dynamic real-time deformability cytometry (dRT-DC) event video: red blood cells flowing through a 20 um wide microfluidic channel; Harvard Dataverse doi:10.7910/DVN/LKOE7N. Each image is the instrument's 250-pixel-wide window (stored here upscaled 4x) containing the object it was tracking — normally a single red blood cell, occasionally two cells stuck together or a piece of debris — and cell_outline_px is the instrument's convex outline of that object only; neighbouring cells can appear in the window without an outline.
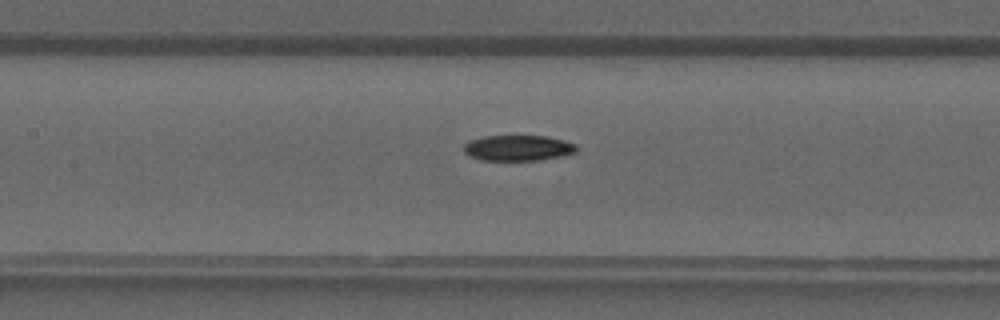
{"species": "common noctule bat (a hibernating species)", "species_latin": "Nyctalus noctula", "temperature_condition": "warm", "stored_images_in_passage": 30, "camera_frame_rate_fps": 3000, "um_per_image_px": 0.085, "animal": {"sex": "male", "forearm_length_mm": 52.5}, "frame": {"image": 1, "passage_image": 9, "time_ms": 2.667, "image_size_px": [1000, 320], "cell_outline_px": [[580, 148], [576, 152], [564, 156], [540, 160], [480, 160], [468, 156], [464, 152], [464, 144], [472, 140], [484, 136], [544, 136], [564, 140], [576, 144]], "centroid_in_image_um": [44.07, 12.58], "position_along_channel_um": 163.3, "area_um2": 16.99}}
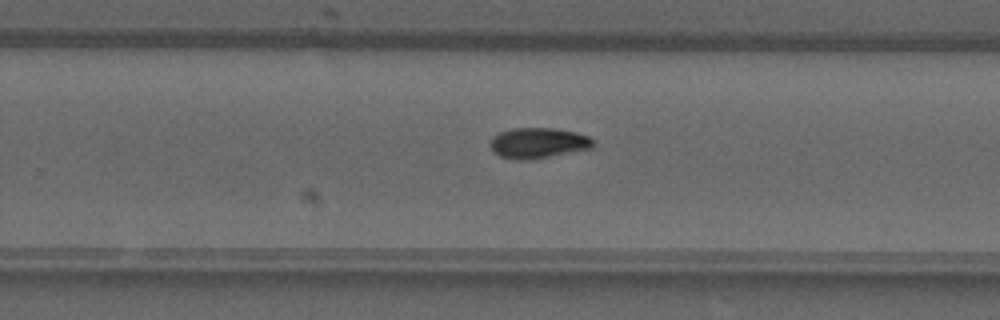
{"frame": {"image": 2, "passage_image": 16, "time_ms": 5.0, "image_size_px": [1000, 320], "cell_outline_px": [[596, 144], [592, 148], [528, 160], [516, 160], [500, 156], [492, 152], [492, 136], [500, 132], [512, 128], [552, 128], [576, 132], [588, 136]], "centroid_in_image_um": [45.74, 12.15], "position_along_channel_um": 284.1, "area_um2": 18.21}}
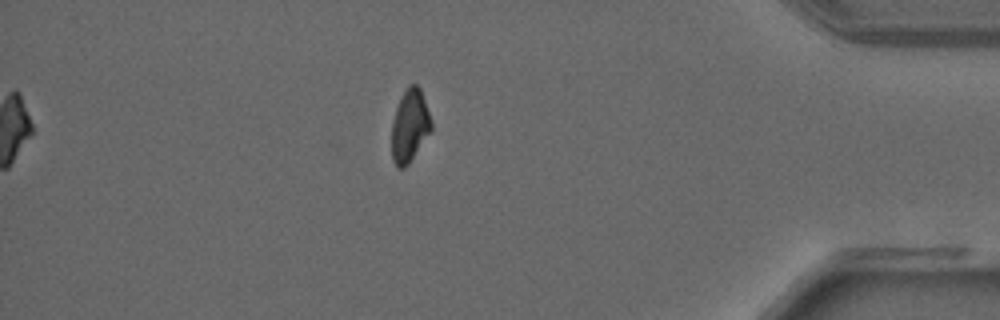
{"frame": {"image": 3, "passage_image": 25, "time_ms": 8.0, "image_size_px": [1000, 320], "cell_outline_px": [[432, 128], [408, 164], [404, 168], [396, 168], [392, 160], [392, 124], [396, 108], [408, 84], [416, 84], [420, 88], [432, 120]], "centroid_in_image_um": [34.82, 10.7], "position_along_channel_um": 400.4, "area_um2": 16.53}}